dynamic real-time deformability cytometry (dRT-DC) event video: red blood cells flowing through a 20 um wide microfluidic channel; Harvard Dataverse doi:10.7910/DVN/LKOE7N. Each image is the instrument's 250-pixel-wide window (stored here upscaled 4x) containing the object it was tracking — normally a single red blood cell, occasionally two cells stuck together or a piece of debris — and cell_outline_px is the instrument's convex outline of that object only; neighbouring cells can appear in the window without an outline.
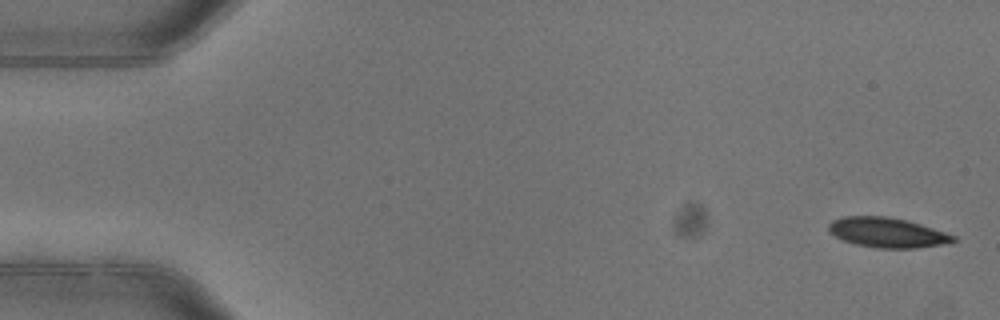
{"species": "common noctule bat (a hibernating species)", "species_latin": "Nyctalus noctula", "temperature_condition": "warm", "stored_images_in_passage": 5, "camera_frame_rate_fps": 3000, "um_per_image_px": 0.085, "animal": {"sex": "female"}, "frame": {"image": 1, "passage_image": 1, "time_ms": 0.0, "image_size_px": [1000, 320], "cell_outline_px": [[960, 240], [940, 244], [916, 248], [876, 248], [856, 244], [844, 240], [828, 232], [828, 224], [832, 220], [844, 216], [888, 216], [908, 220], [956, 236]], "centroid_in_image_um": [75.4, 19.76], "position_along_channel_um": 9.6, "area_um2": 21.68}}
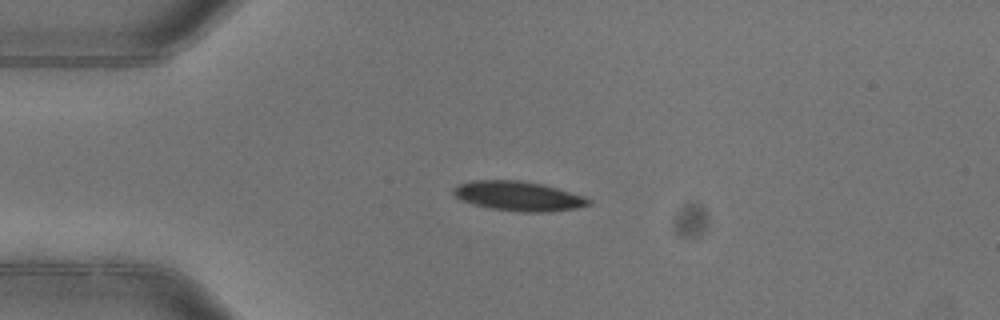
{"frame": {"image": 2, "passage_image": 4, "time_ms": 1.0, "image_size_px": [1000, 320], "cell_outline_px": [[592, 204], [576, 208], [548, 212], [520, 212], [488, 208], [472, 204], [456, 196], [452, 192], [452, 188], [460, 184], [472, 180], [520, 180], [544, 184], [584, 196], [592, 200]], "centroid_in_image_um": [44.09, 16.67], "position_along_channel_um": 40.9, "area_um2": 23.41}}